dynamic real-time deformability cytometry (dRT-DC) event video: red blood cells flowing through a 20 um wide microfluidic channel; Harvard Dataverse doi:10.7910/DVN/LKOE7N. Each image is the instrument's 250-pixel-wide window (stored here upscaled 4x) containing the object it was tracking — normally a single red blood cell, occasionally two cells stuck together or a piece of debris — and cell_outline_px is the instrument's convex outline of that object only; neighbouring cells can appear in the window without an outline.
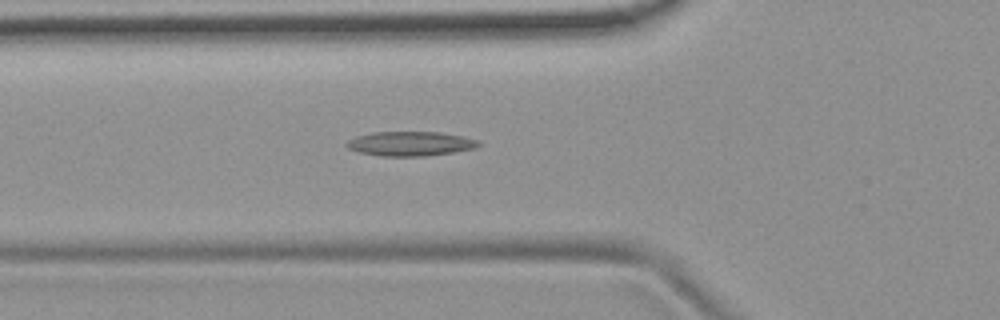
{"species": "common noctule bat (a hibernating species)", "species_latin": "Nyctalus noctula", "temperature_condition": "room temperature", "stored_images_in_passage": 54, "camera_frame_rate_fps": 3000, "um_per_image_px": 0.085, "animal": {"sex": "female", "body_mass_g": 19.9}, "frame": {"image": 1, "passage_image": 19, "time_ms": 6.0, "image_size_px": [1000, 320], "cell_outline_px": [[484, 144], [472, 148], [452, 152], [428, 156], [380, 156], [356, 152], [348, 148], [344, 144], [348, 140], [356, 136], [372, 132], [440, 132], [464, 136], [480, 140]], "centroid_in_image_um": [34.87, 12.21], "position_along_channel_um": 90.9, "area_um2": 19.02}}
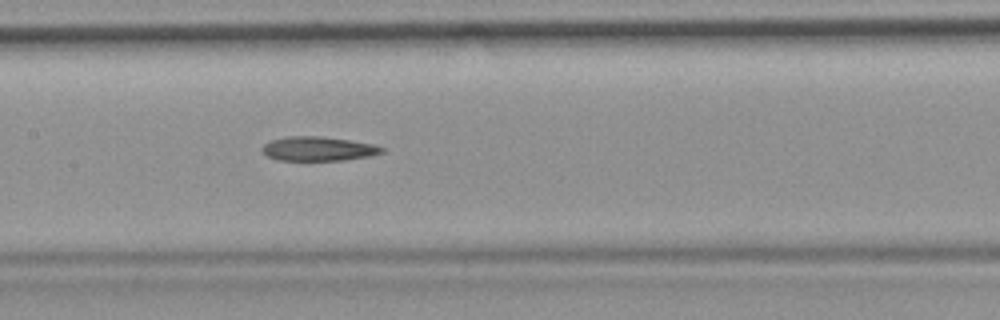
{"frame": {"image": 2, "passage_image": 26, "time_ms": 8.333, "image_size_px": [1000, 320], "cell_outline_px": [[384, 152], [372, 156], [344, 160], [276, 160], [268, 156], [260, 148], [264, 144], [272, 140], [288, 136], [320, 136], [348, 140], [372, 144], [384, 148]], "centroid_in_image_um": [27.05, 12.65], "position_along_channel_um": 180.3, "area_um2": 16.82}}
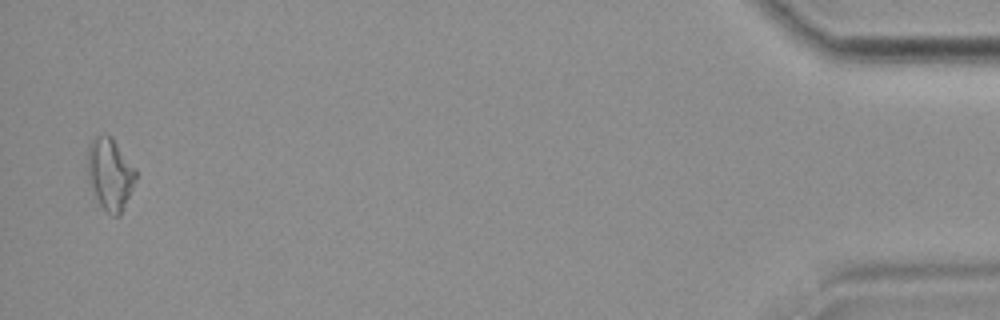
{"frame": {"image": 3, "passage_image": 52, "time_ms": 17.0, "image_size_px": [1000, 320], "cell_outline_px": [[136, 180], [120, 216], [112, 216], [100, 204], [88, 180], [88, 144], [96, 136], [112, 136], [136, 168]], "centroid_in_image_um": [9.37, 14.78], "position_along_channel_um": 425.8, "area_um2": 20.06}}